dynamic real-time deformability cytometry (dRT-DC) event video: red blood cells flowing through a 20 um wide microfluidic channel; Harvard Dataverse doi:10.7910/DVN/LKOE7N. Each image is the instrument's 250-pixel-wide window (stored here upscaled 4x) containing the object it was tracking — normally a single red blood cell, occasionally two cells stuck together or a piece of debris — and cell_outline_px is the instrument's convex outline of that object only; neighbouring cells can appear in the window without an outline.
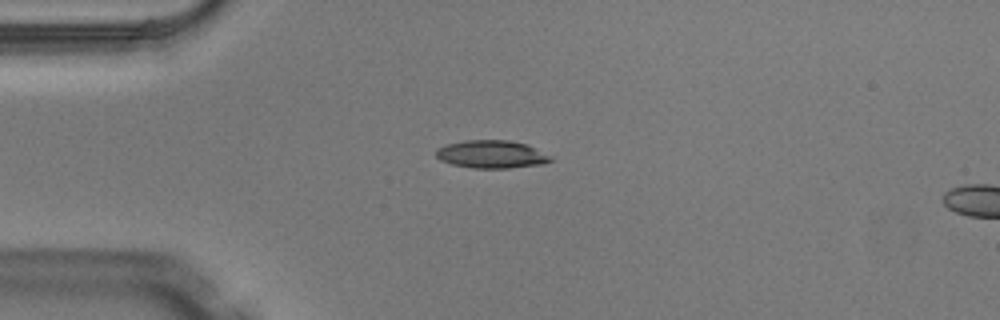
{"species": "Egyptian fruit bat (a non-hibernating species)", "species_latin": "Rousettus aegyptiacus", "temperature_condition": "warm", "stored_images_in_passage": 2, "camera_frame_rate_fps": 3000, "um_per_image_px": 0.085, "animal": {"sex": "male"}, "frame": {"image": 1, "passage_image": 1, "time_ms": 0.0, "image_size_px": [1000, 320], "cell_outline_px": [[552, 160], [544, 164], [508, 168], [472, 168], [452, 164], [440, 160], [436, 156], [436, 148], [448, 144], [464, 140], [508, 140], [528, 144], [552, 156]], "centroid_in_image_um": [41.8, 13.11], "position_along_channel_um": 43.2, "area_um2": 18.73}}